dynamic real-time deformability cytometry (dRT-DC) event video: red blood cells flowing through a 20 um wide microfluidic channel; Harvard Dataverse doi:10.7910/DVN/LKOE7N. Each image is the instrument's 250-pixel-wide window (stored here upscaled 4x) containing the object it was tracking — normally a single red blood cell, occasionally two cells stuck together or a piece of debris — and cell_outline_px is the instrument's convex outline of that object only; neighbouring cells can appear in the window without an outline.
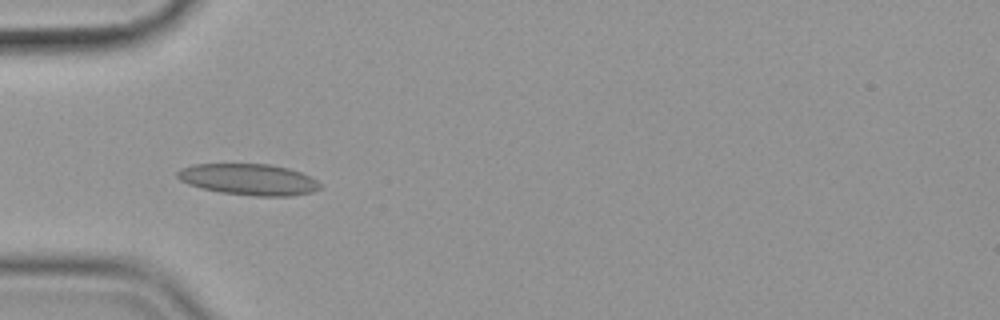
{"species": "common noctule bat (a hibernating species)", "species_latin": "Nyctalus noctula", "temperature_condition": "cold", "stored_images_in_passage": 27, "camera_frame_rate_fps": 3000, "um_per_image_px": 0.085, "animal": {"sex": "female", "body_mass_g": 19.9}, "frame": {"image": 1, "passage_image": 2, "time_ms": 0.333, "image_size_px": [1000, 320], "cell_outline_px": [[320, 188], [312, 192], [292, 196], [252, 196], [220, 192], [200, 188], [188, 184], [180, 180], [176, 176], [176, 172], [180, 168], [192, 164], [268, 164], [288, 168], [300, 172], [316, 180], [320, 184]], "centroid_in_image_um": [21.1, 15.25], "position_along_channel_um": 63.9, "area_um2": 26.07}}
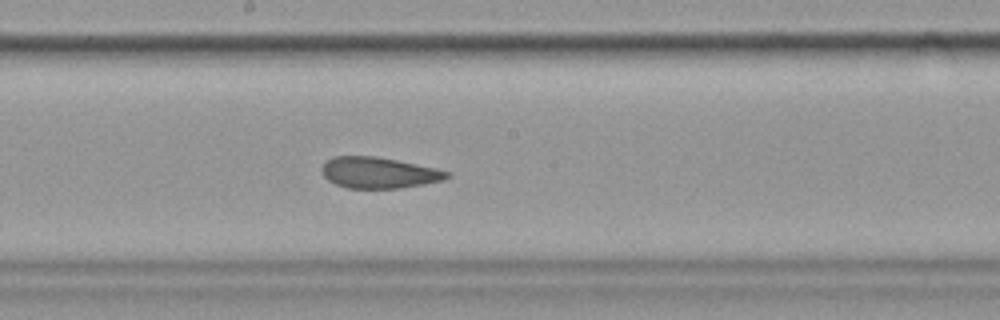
{"frame": {"image": 2, "passage_image": 15, "time_ms": 4.667, "image_size_px": [1000, 320], "cell_outline_px": [[452, 176], [444, 180], [424, 184], [400, 188], [348, 188], [336, 184], [328, 180], [324, 176], [320, 168], [332, 156], [376, 156], [436, 168], [448, 172]], "centroid_in_image_um": [32.2, 14.68], "position_along_channel_um": 216.0, "area_um2": 22.6}}
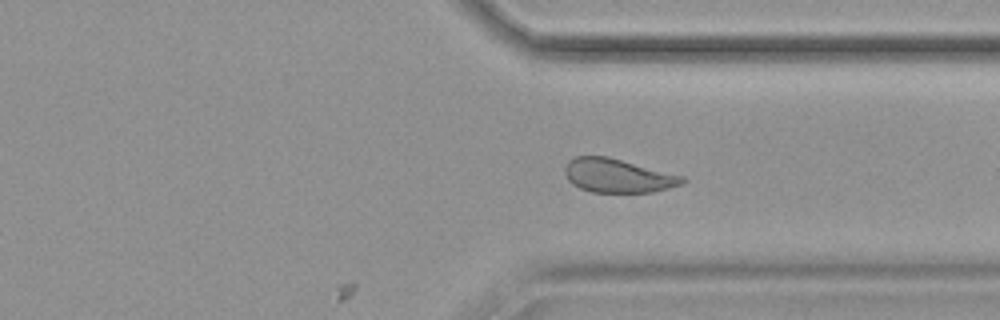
{"frame": {"image": 3, "passage_image": 27, "time_ms": 8.667, "image_size_px": [1000, 320], "cell_outline_px": [[688, 180], [684, 184], [652, 192], [592, 192], [580, 188], [572, 184], [568, 180], [564, 172], [564, 168], [568, 160], [576, 156], [608, 156], [684, 176]], "centroid_in_image_um": [52.52, 14.93], "position_along_channel_um": 358.9, "area_um2": 23.29}}